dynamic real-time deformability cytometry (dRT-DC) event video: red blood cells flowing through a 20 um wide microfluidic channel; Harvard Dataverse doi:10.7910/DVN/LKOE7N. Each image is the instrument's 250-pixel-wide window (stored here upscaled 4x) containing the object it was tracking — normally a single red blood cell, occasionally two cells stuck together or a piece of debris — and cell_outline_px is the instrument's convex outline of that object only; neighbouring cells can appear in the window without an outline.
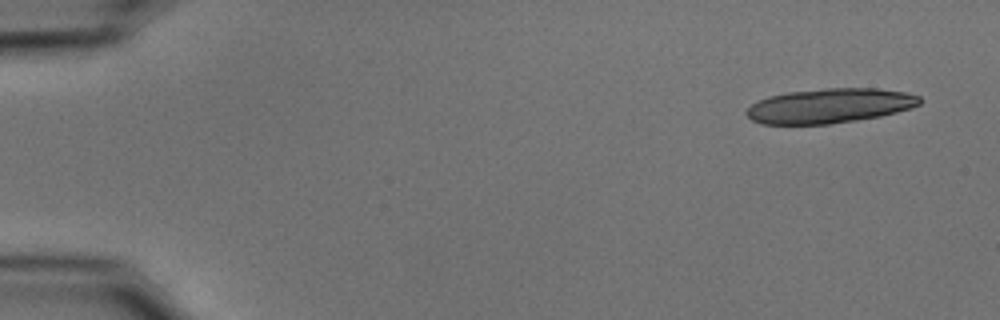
{"species": "common noctule bat (a hibernating species)", "species_latin": "Nyctalus noctula", "temperature_condition": "cold", "stored_images_in_passage": 26, "camera_frame_rate_fps": 3000, "um_per_image_px": 0.085, "animal": {"sex": "male", "body_mass_g": 15.6}, "frame": {"image": 1, "passage_image": 3, "time_ms": 0.667, "image_size_px": [1000, 320], "cell_outline_px": [[920, 104], [912, 108], [880, 116], [856, 120], [828, 124], [760, 124], [752, 120], [744, 112], [752, 104], [760, 100], [772, 96], [788, 92], [824, 88], [876, 88], [904, 92], [920, 96]], "centroid_in_image_um": [70.53, 8.99], "position_along_channel_um": 14.5, "area_um2": 34.8}}